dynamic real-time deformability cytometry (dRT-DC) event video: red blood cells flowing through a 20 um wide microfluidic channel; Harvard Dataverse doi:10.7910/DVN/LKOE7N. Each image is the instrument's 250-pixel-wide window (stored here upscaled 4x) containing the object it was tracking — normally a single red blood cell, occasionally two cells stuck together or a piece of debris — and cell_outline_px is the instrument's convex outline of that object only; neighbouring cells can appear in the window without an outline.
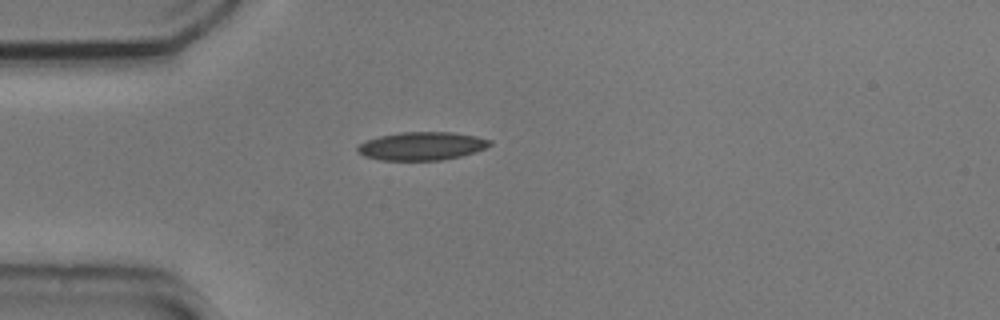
{"species": "common noctule bat (a hibernating species)", "species_latin": "Nyctalus noctula", "temperature_condition": "cold", "stored_images_in_passage": 34, "camera_frame_rate_fps": 3000, "um_per_image_px": 0.085, "animal": {"sex": "male", "body_mass_g": 20.5, "forearm_length_mm": 52.5}, "frame": {"image": 1, "passage_image": 1, "time_ms": 0.0, "image_size_px": [1000, 320], "cell_outline_px": [[492, 144], [476, 152], [460, 156], [440, 160], [380, 160], [364, 156], [356, 148], [360, 144], [368, 140], [380, 136], [400, 132], [452, 132], [476, 136], [492, 140]], "centroid_in_image_um": [35.88, 12.41], "position_along_channel_um": 49.1, "area_um2": 21.62}}
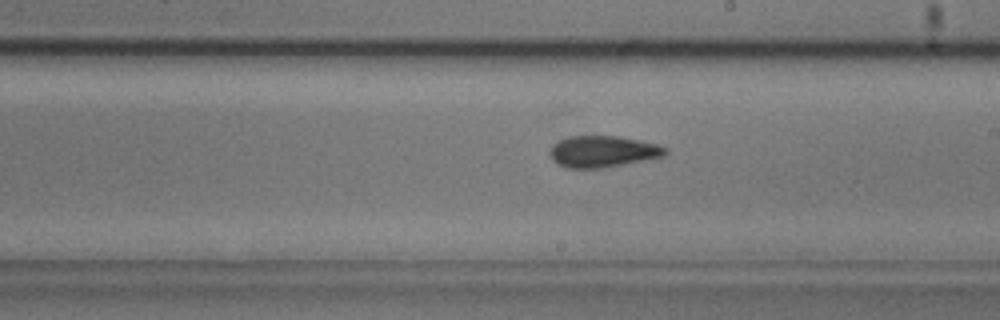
{"frame": {"image": 2, "passage_image": 17, "time_ms": 5.333, "image_size_px": [1000, 320], "cell_outline_px": [[668, 152], [664, 156], [604, 168], [568, 168], [560, 164], [552, 156], [552, 144], [568, 136], [620, 136], [640, 140], [656, 144], [668, 148]], "centroid_in_image_um": [51.3, 12.87], "position_along_channel_um": 237.7, "area_um2": 20.92}}
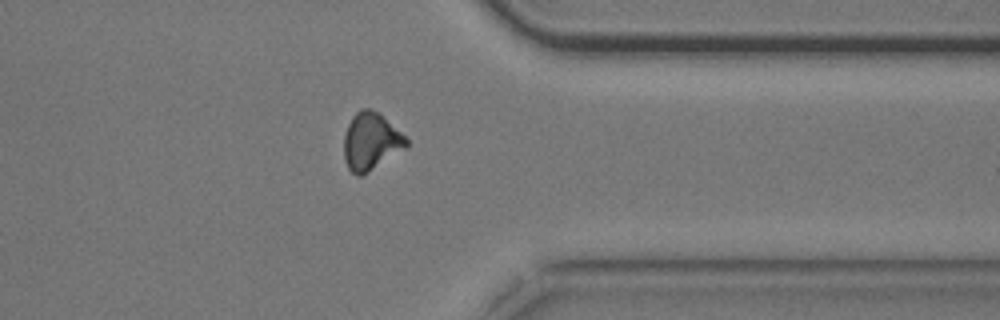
{"frame": {"image": 3, "passage_image": 29, "time_ms": 9.333, "image_size_px": [1000, 320], "cell_outline_px": [[408, 148], [368, 172], [360, 176], [356, 176], [348, 168], [344, 160], [344, 132], [352, 116], [360, 108], [372, 108], [380, 112], [408, 140]], "centroid_in_image_um": [31.53, 12.01], "position_along_channel_um": 379.9, "area_um2": 21.21}, "authors_computed_cell_mechanics": {"area_um2": 21.0103, "velocity_mm_per_s": 3.7451, "shape_relaxation_time_tau1_ms": 8.7363, "shape_relaxation_time_tau2_ms": 2.5143, "deformation_change_tau1": 0.1819, "deformation_change_tau2": 0.0873}}